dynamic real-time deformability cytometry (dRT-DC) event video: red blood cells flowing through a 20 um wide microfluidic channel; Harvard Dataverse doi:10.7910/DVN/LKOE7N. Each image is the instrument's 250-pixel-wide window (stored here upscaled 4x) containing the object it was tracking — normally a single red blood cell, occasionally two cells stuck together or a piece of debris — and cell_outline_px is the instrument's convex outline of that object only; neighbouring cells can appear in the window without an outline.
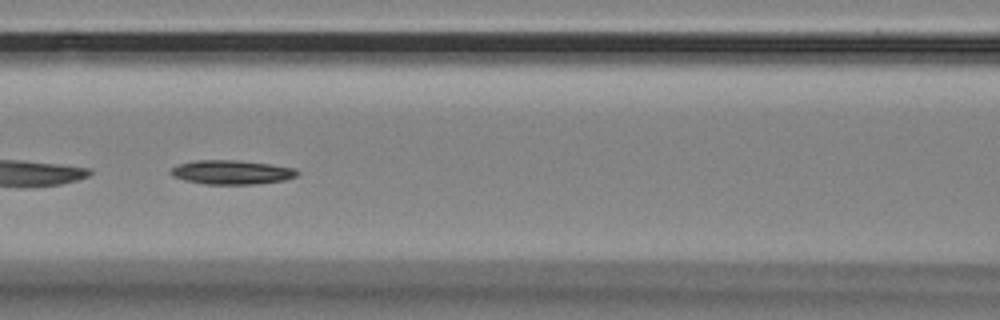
{"species": "Egyptian fruit bat (a non-hibernating species)", "species_latin": "Rousettus aegyptiacus", "temperature_condition": "room temperature", "stored_images_in_passage": 46, "camera_frame_rate_fps": 3000, "um_per_image_px": 0.085, "animal": {"sex": "female"}, "frame": {"image": 1, "passage_image": 14, "time_ms": 4.333, "image_size_px": [1000, 320], "cell_outline_px": [[300, 172], [296, 176], [284, 180], [256, 184], [204, 184], [184, 180], [172, 176], [168, 172], [176, 164], [196, 160], [236, 160], [268, 164], [292, 168]], "centroid_in_image_um": [19.62, 14.64], "position_along_channel_um": 147.0, "area_um2": 17.74}}
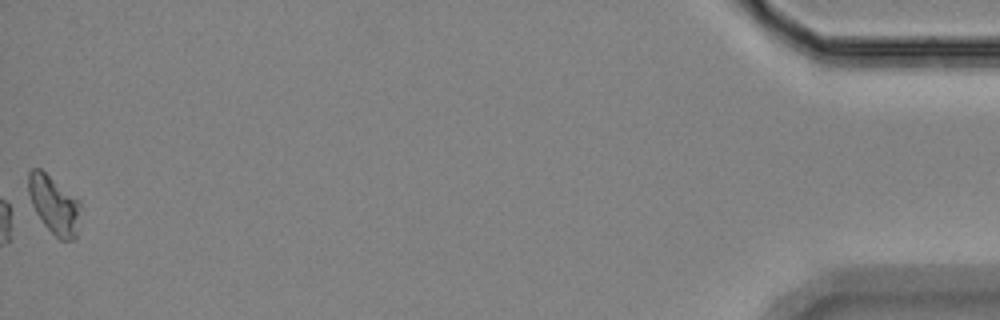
{"frame": {"image": 2, "passage_image": 46, "time_ms": 15.0, "image_size_px": [1000, 320], "cell_outline_px": [[80, 204], [76, 240], [60, 240], [44, 224], [36, 212], [32, 204], [28, 192], [28, 172], [32, 168], [40, 168], [80, 200]], "centroid_in_image_um": [4.59, 17.39], "position_along_channel_um": 430.6, "area_um2": 17.51}, "authors_computed_cell_mechanics": {"area_um2": 17.3111, "velocity_mm_per_s": 3.521, "shape_relaxation_time_tau1_ms": 2.8504, "shape_relaxation_time_tau2_ms": null, "deformation_change_tau1": 0.1033, "deformation_change_tau2": null}}